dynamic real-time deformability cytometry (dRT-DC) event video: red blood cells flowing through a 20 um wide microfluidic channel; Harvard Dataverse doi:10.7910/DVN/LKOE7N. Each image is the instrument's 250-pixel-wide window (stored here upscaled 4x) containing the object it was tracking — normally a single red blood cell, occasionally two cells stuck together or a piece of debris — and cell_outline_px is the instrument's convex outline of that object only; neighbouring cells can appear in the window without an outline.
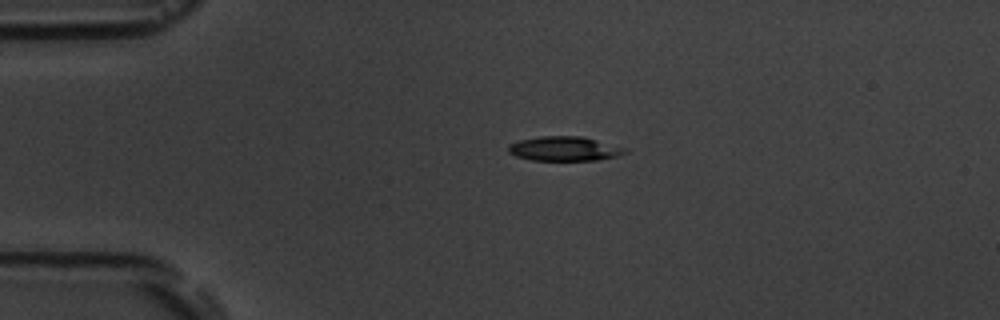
{"species": "common noctule bat (a hibernating species)", "species_latin": "Nyctalus noctula", "temperature_condition": "room temperature", "stored_images_in_passage": 4, "camera_frame_rate_fps": 3000, "um_per_image_px": 0.085, "animal": {"sex": "male", "body_mass_g": 19.5, "forearm_length_mm": 54.6}, "frame": {"image": 1, "passage_image": 3, "time_ms": 2.333, "image_size_px": [1000, 320], "cell_outline_px": [[628, 152], [616, 156], [596, 160], [532, 160], [516, 156], [508, 152], [508, 144], [520, 140], [540, 136], [580, 136], [628, 148]], "centroid_in_image_um": [47.97, 12.64], "position_along_channel_um": 37.0, "area_um2": 16.53}}